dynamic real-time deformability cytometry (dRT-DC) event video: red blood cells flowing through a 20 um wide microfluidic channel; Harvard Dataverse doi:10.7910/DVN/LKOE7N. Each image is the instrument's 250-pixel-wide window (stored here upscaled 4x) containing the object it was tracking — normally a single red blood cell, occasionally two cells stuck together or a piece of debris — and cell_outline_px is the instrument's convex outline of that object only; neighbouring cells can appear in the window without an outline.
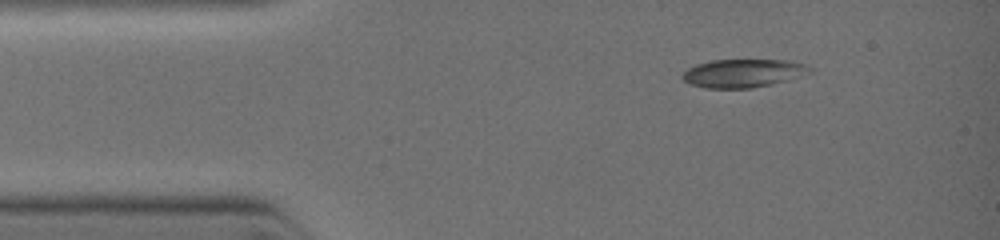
{"species": "common noctule bat (a hibernating species)", "species_latin": "Nyctalus noctula", "temperature_condition": "warm", "stored_images_in_passage": 4, "camera_frame_rate_fps": 3000, "um_per_image_px": 0.085, "animal": {"sex": "female", "body_mass_g": 19.0, "forearm_length_mm": 51.5}, "frame": {"image": 1, "passage_image": 1, "time_ms": 0.0, "image_size_px": [1000, 240], "cell_outline_px": [[812, 72], [788, 80], [752, 88], [704, 88], [692, 84], [684, 80], [680, 76], [688, 68], [696, 64], [712, 60], [788, 60], [804, 64], [812, 68]], "centroid_in_image_um": [63.17, 6.22], "position_along_channel_um": 21.8, "area_um2": 20.92}}
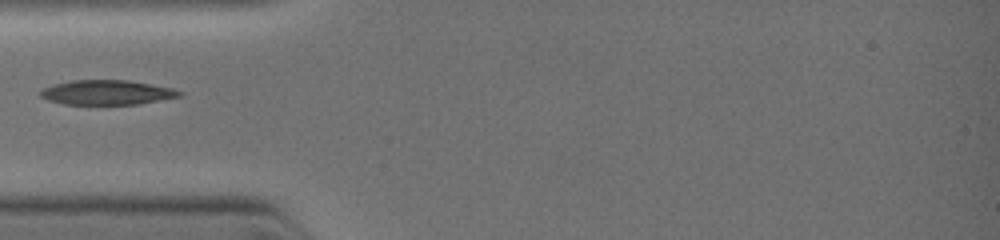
{"frame": {"image": 2, "passage_image": 3, "time_ms": 2.0, "image_size_px": [1000, 240], "cell_outline_px": [[184, 96], [136, 104], [64, 104], [48, 100], [40, 96], [40, 92], [44, 88], [56, 84], [72, 80], [128, 80], [152, 84], [172, 88], [184, 92]], "centroid_in_image_um": [9.14, 7.85], "position_along_channel_um": 75.9, "area_um2": 19.88}}